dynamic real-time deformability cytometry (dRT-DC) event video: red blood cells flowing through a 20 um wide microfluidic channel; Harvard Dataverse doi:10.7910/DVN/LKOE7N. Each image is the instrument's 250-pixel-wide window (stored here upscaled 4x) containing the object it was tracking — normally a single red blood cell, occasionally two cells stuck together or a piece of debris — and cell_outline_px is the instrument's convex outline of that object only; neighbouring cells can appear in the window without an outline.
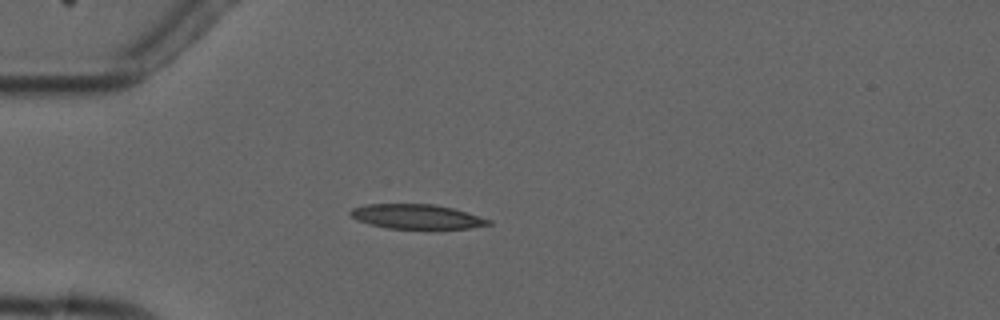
{"species": "common noctule bat (a hibernating species)", "species_latin": "Nyctalus noctula", "temperature_condition": "cold", "stored_images_in_passage": 5, "camera_frame_rate_fps": 3000, "um_per_image_px": 0.085, "animal": {"sex": "male", "forearm_length_mm": 52.5}, "frame": {"image": 1, "passage_image": 4, "time_ms": 3.667, "image_size_px": [1000, 320], "cell_outline_px": [[492, 224], [468, 228], [388, 228], [356, 220], [348, 212], [352, 208], [364, 204], [432, 204], [452, 208], [492, 220]], "centroid_in_image_um": [35.39, 18.4], "position_along_channel_um": 49.6, "area_um2": 19.48}}